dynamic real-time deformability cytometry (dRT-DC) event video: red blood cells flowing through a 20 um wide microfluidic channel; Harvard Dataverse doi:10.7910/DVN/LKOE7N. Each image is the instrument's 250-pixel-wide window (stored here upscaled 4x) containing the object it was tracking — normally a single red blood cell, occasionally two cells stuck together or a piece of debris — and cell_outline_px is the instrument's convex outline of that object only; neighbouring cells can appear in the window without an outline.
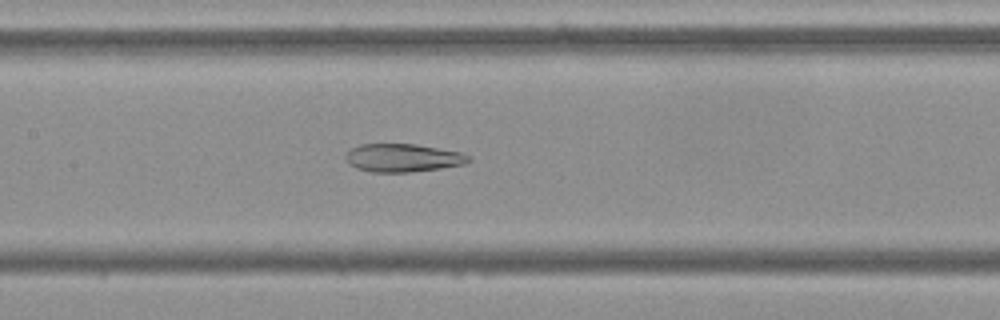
{"species": "Egyptian fruit bat (a non-hibernating species)", "species_latin": "Rousettus aegyptiacus", "temperature_condition": "cold", "stored_images_in_passage": 55, "camera_frame_rate_fps": 3000, "um_per_image_px": 0.085, "frame": {"image": 1, "passage_image": 26, "time_ms": 8.333, "image_size_px": [1000, 320], "cell_outline_px": [[472, 160], [464, 164], [440, 168], [408, 172], [372, 172], [356, 168], [348, 164], [344, 156], [352, 148], [360, 144], [416, 144], [460, 152], [468, 156]], "centroid_in_image_um": [34.21, 13.42], "position_along_channel_um": 173.2, "area_um2": 20.06}}
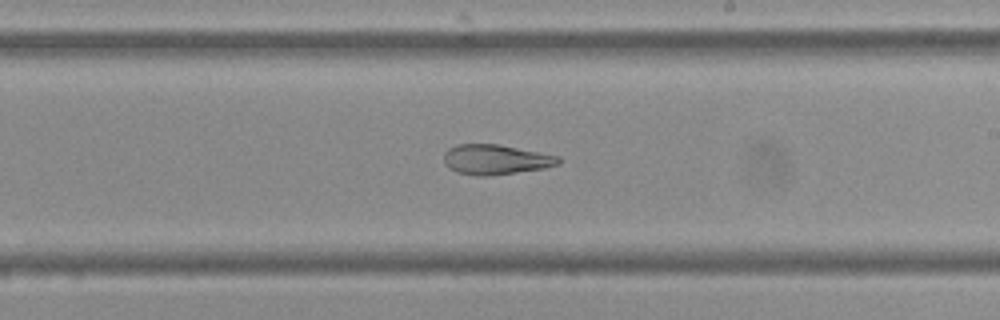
{"frame": {"image": 2, "passage_image": 32, "time_ms": 10.333, "image_size_px": [1000, 320], "cell_outline_px": [[560, 164], [544, 168], [488, 176], [476, 176], [456, 172], [448, 168], [444, 164], [444, 152], [448, 148], [456, 144], [500, 144], [560, 156]], "centroid_in_image_um": [42.11, 13.55], "position_along_channel_um": 246.9, "area_um2": 20.23}}
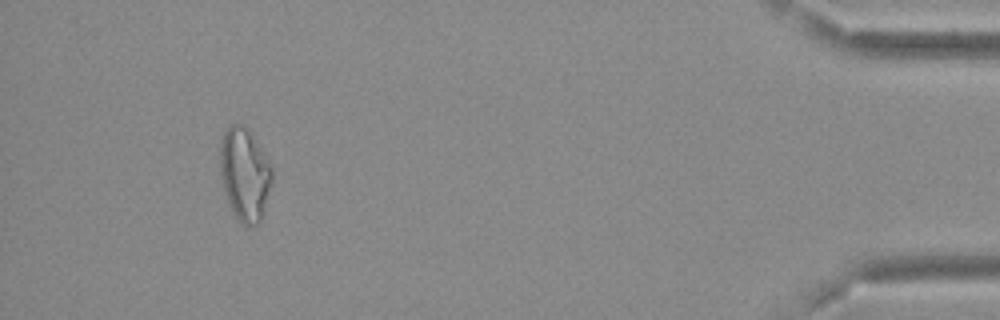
{"frame": {"image": 3, "passage_image": 51, "time_ms": 16.667, "image_size_px": [1000, 320], "cell_outline_px": [[272, 184], [260, 224], [248, 228], [240, 224], [236, 220], [228, 204], [220, 172], [220, 144], [224, 132], [228, 124], [244, 124], [256, 140], [272, 168]], "centroid_in_image_um": [20.8, 14.87], "position_along_channel_um": 414.4, "area_um2": 28.61}, "authors_computed_cell_mechanics": {"area_um2": 25.3164, "velocity_mm_per_s": 3.6938, "shape_relaxation_time_tau1_ms": null, "shape_relaxation_time_tau2_ms": 5.3, "deformation_change_tau1": null, "deformation_change_tau2": 0.1376}}